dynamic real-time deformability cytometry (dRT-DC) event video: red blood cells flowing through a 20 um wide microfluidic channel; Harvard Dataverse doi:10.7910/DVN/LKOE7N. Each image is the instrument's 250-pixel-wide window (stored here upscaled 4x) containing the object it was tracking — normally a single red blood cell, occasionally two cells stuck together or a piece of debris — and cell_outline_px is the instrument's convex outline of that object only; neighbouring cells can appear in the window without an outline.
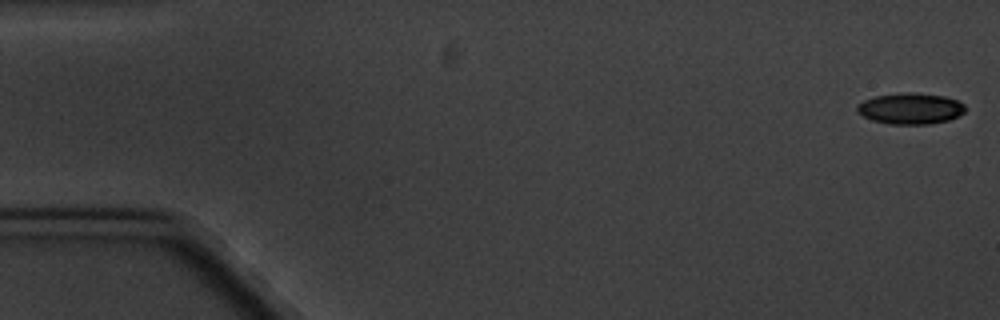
{"species": "common noctule bat (a hibernating species)", "species_latin": "Nyctalus noctula", "temperature_condition": "cold", "stored_images_in_passage": 6, "segment_of_instrument_passage": [1, 2], "camera_frame_rate_fps": 3000, "um_per_image_px": 0.085, "animal": {"sex": "male", "body_mass_g": 20.1, "forearm_length_mm": 53.5}, "frame": {"image": 1, "passage_image": 1, "time_ms": 0.0, "image_size_px": [1000, 320], "cell_outline_px": [[964, 112], [948, 120], [928, 124], [892, 124], [872, 120], [856, 112], [856, 104], [864, 100], [876, 96], [900, 92], [916, 92], [944, 96], [956, 100], [964, 104]], "centroid_in_image_um": [77.35, 9.21], "position_along_channel_um": 7.7, "area_um2": 19.59}}
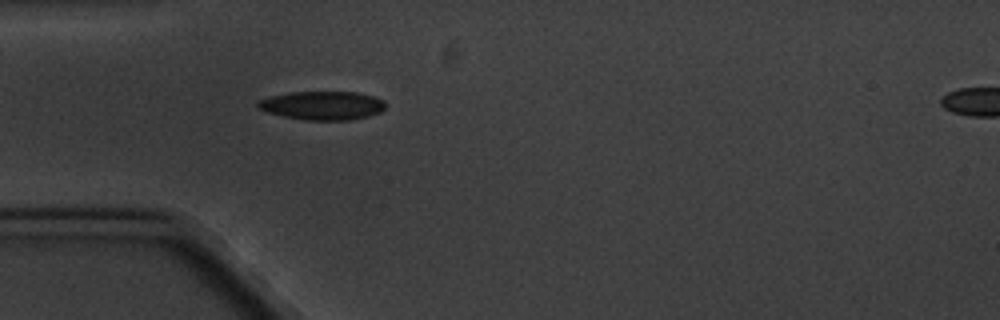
{"frame": {"image": 2, "passage_image": 5, "time_ms": 5.333, "image_size_px": [1000, 320], "cell_outline_px": [[384, 108], [380, 112], [368, 116], [348, 120], [304, 120], [284, 116], [268, 112], [256, 108], [256, 100], [268, 96], [288, 92], [356, 92], [372, 96], [384, 100]], "centroid_in_image_um": [27.34, 8.96], "position_along_channel_um": 57.7, "area_um2": 21.39}}